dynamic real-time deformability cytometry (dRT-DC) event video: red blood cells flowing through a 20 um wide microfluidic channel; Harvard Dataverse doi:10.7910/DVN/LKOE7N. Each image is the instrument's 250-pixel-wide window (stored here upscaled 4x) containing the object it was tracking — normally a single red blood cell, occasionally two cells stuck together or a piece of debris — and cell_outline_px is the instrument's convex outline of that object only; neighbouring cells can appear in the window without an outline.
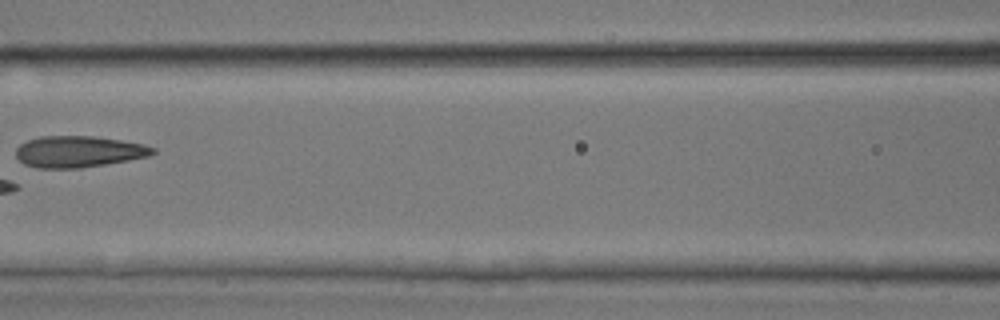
{"species": "common noctule bat (a hibernating species)", "species_latin": "Nyctalus noctula", "temperature_condition": "room temperature", "stored_images_in_passage": 6, "camera_frame_rate_fps": 3000, "um_per_image_px": 0.085, "animal": {"sex": "male", "body_mass_g": 17.9, "forearm_length_mm": 54.2}, "frame": {"image": 1, "passage_image": 6, "time_ms": 1.667, "image_size_px": [1000, 320], "cell_outline_px": [[156, 152], [148, 156], [128, 160], [80, 168], [36, 168], [24, 164], [16, 156], [16, 148], [20, 144], [28, 140], [40, 136], [92, 136], [120, 140], [144, 144], [156, 148]], "centroid_in_image_um": [6.67, 12.88], "position_along_channel_um": 159.9, "area_um2": 24.97}}